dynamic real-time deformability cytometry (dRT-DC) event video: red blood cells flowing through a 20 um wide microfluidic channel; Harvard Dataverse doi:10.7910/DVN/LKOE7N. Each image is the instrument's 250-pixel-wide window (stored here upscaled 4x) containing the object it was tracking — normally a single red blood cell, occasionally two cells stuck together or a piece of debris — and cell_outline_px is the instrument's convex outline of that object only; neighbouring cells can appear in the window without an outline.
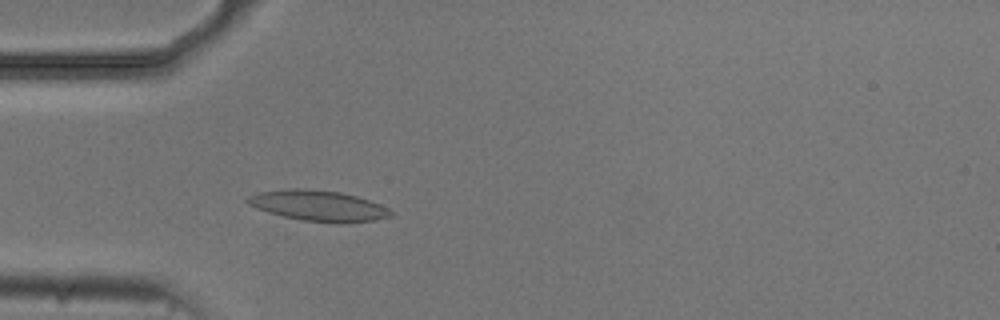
{"species": "common noctule bat (a hibernating species)", "species_latin": "Nyctalus noctula", "temperature_condition": "cold", "stored_images_in_passage": 54, "camera_frame_rate_fps": 3000, "um_per_image_px": 0.085, "animal": {"sex": "male", "body_mass_g": 20.5, "forearm_length_mm": 52.5}, "frame": {"image": 1, "passage_image": 16, "time_ms": 5.0, "image_size_px": [1000, 320], "cell_outline_px": [[392, 216], [376, 220], [344, 224], [336, 224], [300, 220], [268, 212], [256, 208], [248, 204], [244, 200], [248, 196], [260, 192], [288, 188], [308, 188], [340, 192], [356, 196], [380, 204], [392, 212]], "centroid_in_image_um": [27.06, 17.49], "position_along_channel_um": 57.9, "area_um2": 25.89}}
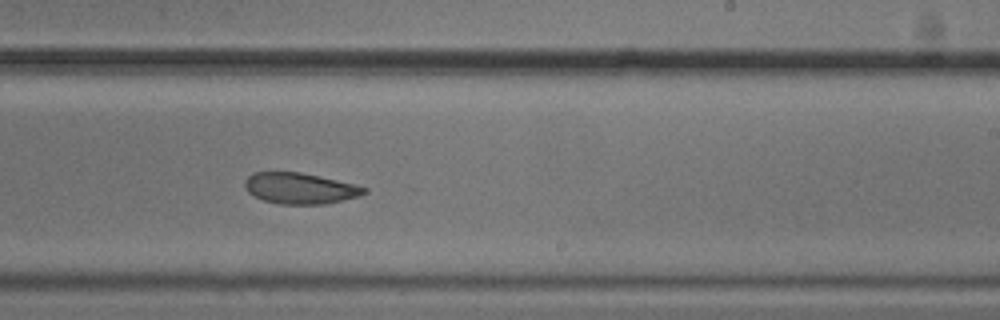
{"frame": {"image": 2, "passage_image": 33, "time_ms": 10.667, "image_size_px": [1000, 320], "cell_outline_px": [[368, 192], [360, 196], [324, 204], [280, 204], [264, 200], [248, 192], [244, 184], [244, 180], [252, 172], [300, 172], [336, 180], [368, 188]], "centroid_in_image_um": [25.49, 16.0], "position_along_channel_um": 263.5, "area_um2": 21.39}}
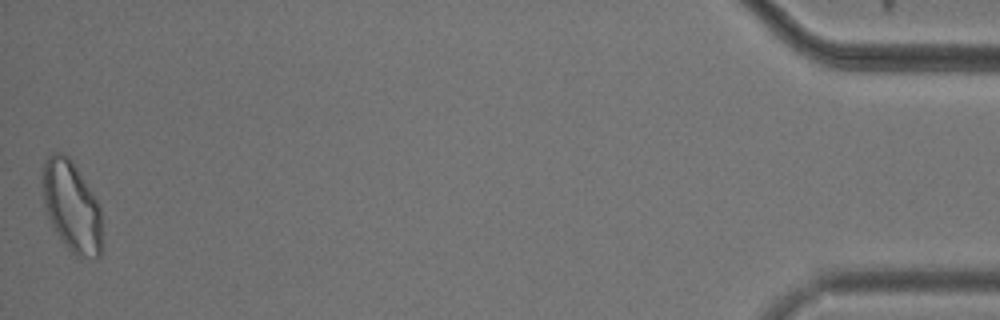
{"frame": {"image": 3, "passage_image": 54, "time_ms": 17.667, "image_size_px": [1000, 320], "cell_outline_px": [[100, 256], [96, 260], [80, 260], [68, 248], [52, 224], [48, 216], [44, 204], [44, 160], [52, 152], [60, 152], [68, 156], [72, 160], [96, 200], [100, 208]], "centroid_in_image_um": [6.1, 17.59], "position_along_channel_um": 429.1, "area_um2": 30.87}, "authors_computed_cell_mechanics": {"area_um2": 23.9292, "velocity_mm_per_s": 3.6944, "shape_relaxation_time_tau1_ms": null, "shape_relaxation_time_tau2_ms": 3.7091, "deformation_change_tau1": null, "deformation_change_tau2": 0.0886}}